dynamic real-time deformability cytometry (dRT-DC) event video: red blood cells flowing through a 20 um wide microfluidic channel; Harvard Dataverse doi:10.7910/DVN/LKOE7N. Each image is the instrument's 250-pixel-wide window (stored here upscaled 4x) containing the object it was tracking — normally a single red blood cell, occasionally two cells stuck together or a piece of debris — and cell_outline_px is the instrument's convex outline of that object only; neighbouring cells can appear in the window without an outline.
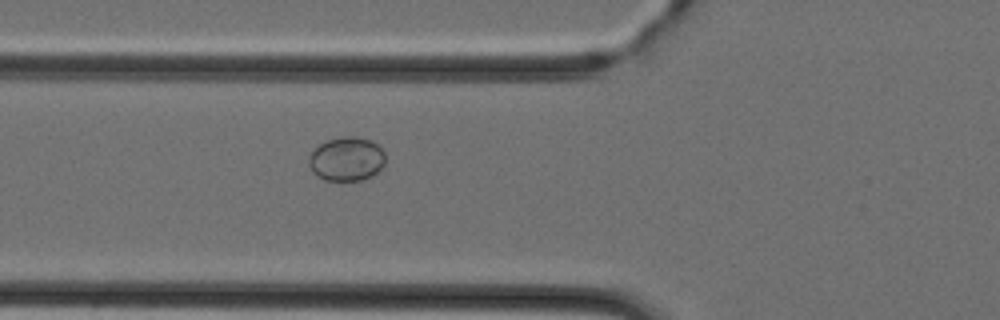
{"species": "Egyptian fruit bat (a non-hibernating species)", "species_latin": "Rousettus aegyptiacus", "temperature_condition": "cold", "stored_images_in_passage": 47, "camera_frame_rate_fps": 3000, "um_per_image_px": 0.085, "animal": {"sex": "female"}, "frame": {"image": 1, "passage_image": 17, "time_ms": 5.333, "image_size_px": [1000, 320], "cell_outline_px": [[384, 164], [372, 176], [360, 180], [324, 180], [316, 176], [312, 172], [308, 164], [308, 156], [320, 144], [328, 140], [344, 136], [356, 136], [372, 140], [384, 152]], "centroid_in_image_um": [29.43, 13.51], "position_along_channel_um": 96.4, "area_um2": 19.59}}
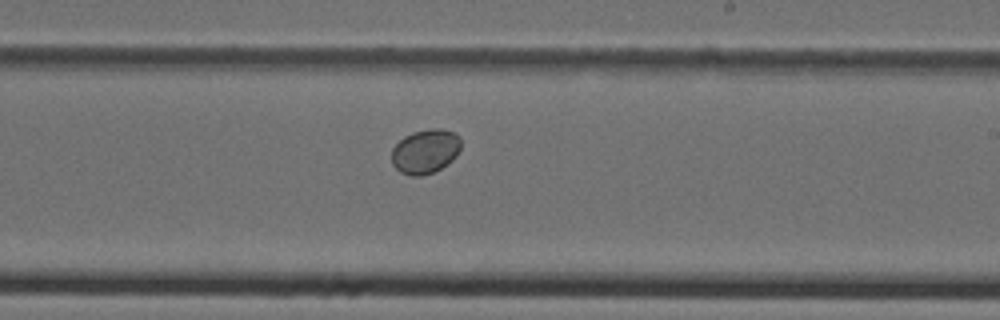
{"frame": {"image": 2, "passage_image": 28, "time_ms": 9.0, "image_size_px": [1000, 320], "cell_outline_px": [[460, 148], [456, 156], [448, 164], [432, 172], [420, 176], [412, 176], [400, 172], [392, 164], [392, 148], [404, 136], [412, 132], [432, 128], [440, 128], [452, 132], [460, 136]], "centroid_in_image_um": [36.14, 12.86], "position_along_channel_um": 252.9, "area_um2": 17.86}}
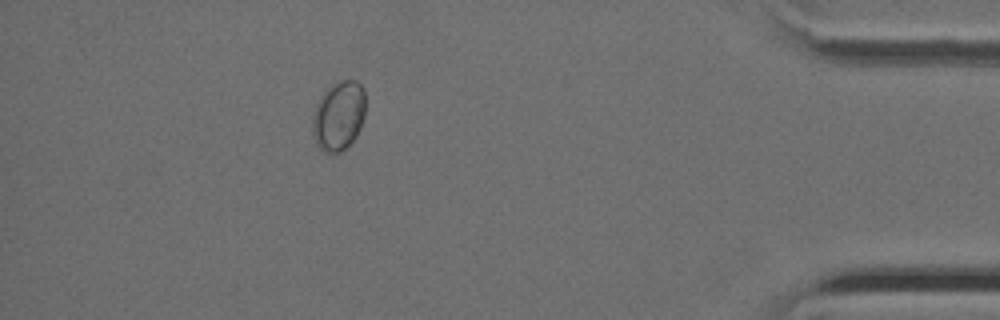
{"frame": {"image": 3, "passage_image": 42, "time_ms": 13.667, "image_size_px": [1000, 320], "cell_outline_px": [[364, 116], [360, 128], [356, 136], [340, 152], [324, 152], [316, 144], [312, 136], [312, 112], [320, 96], [332, 84], [340, 80], [356, 80], [364, 88]], "centroid_in_image_um": [28.75, 9.83], "position_along_channel_um": 406.4, "area_um2": 21.5}}